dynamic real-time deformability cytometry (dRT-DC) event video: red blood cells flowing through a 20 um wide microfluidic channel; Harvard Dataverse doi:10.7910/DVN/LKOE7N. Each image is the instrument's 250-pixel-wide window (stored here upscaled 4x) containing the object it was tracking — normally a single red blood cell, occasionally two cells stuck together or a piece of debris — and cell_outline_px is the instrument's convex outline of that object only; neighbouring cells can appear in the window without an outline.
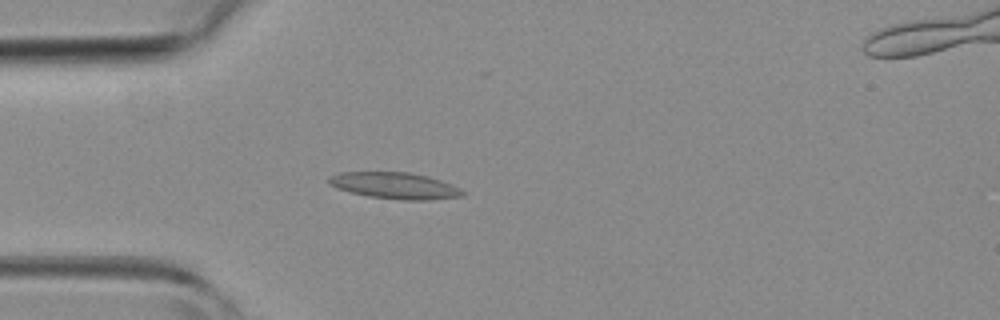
{"species": "common noctule bat (a hibernating species)", "species_latin": "Nyctalus noctula", "temperature_condition": "room temperature", "stored_images_in_passage": 4, "camera_frame_rate_fps": 3000, "um_per_image_px": 0.085, "animal": {"sex": "female", "body_mass_g": 19.3, "forearm_length_mm": 54.1}, "frame": {"image": 1, "passage_image": 3, "time_ms": 3.0, "image_size_px": [1000, 320], "cell_outline_px": [[464, 196], [428, 200], [400, 200], [368, 196], [336, 188], [328, 184], [328, 176], [340, 172], [408, 172], [428, 176], [452, 184], [460, 188], [464, 192]], "centroid_in_image_um": [33.55, 15.78], "position_along_channel_um": 51.4, "area_um2": 20.69}}